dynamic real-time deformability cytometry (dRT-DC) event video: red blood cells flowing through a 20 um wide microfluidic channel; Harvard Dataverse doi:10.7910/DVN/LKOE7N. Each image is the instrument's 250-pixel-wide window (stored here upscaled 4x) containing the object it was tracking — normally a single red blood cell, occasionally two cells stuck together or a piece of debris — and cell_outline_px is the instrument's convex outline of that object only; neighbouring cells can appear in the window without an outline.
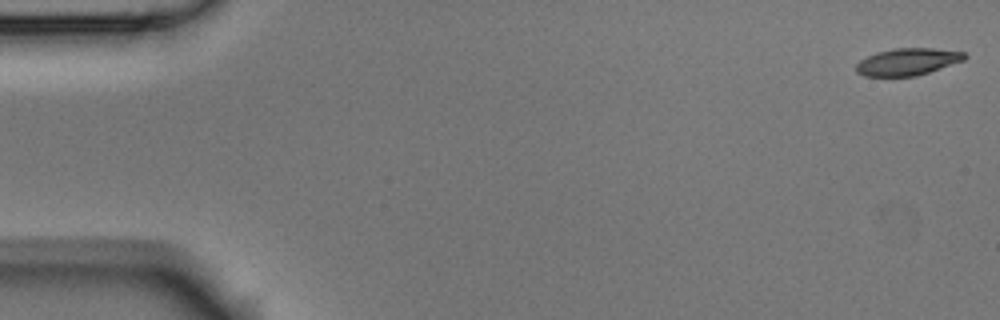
{"species": "Egyptian fruit bat (a non-hibernating species)", "species_latin": "Rousettus aegyptiacus", "temperature_condition": "room temperature", "stored_images_in_passage": 5, "camera_frame_rate_fps": 3000, "um_per_image_px": 0.085, "animal": {"sex": "male"}, "frame": {"image": 1, "passage_image": 1, "time_ms": 0.0, "image_size_px": [1000, 320], "cell_outline_px": [[968, 56], [964, 60], [916, 76], [864, 76], [856, 72], [856, 64], [860, 60], [876, 52], [892, 48], [932, 48], [964, 52]], "centroid_in_image_um": [77.12, 5.24], "position_along_channel_um": 7.9, "area_um2": 17.05}}
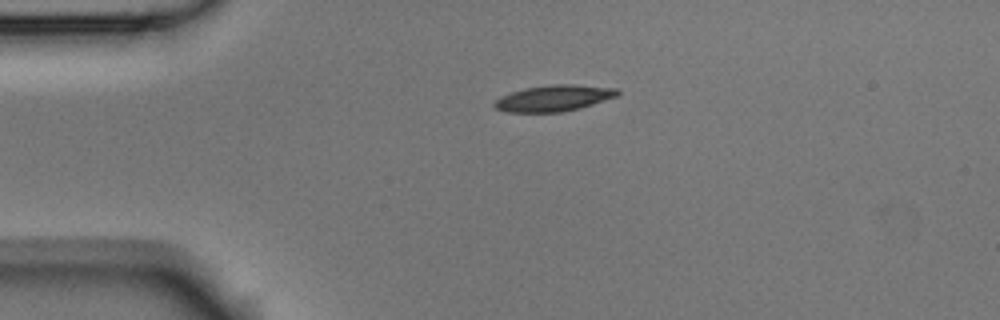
{"frame": {"image": 2, "passage_image": 4, "time_ms": 1.0, "image_size_px": [1000, 320], "cell_outline_px": [[620, 92], [616, 96], [580, 108], [560, 112], [508, 112], [496, 108], [492, 104], [500, 96], [524, 88], [552, 84], [572, 84], [616, 88]], "centroid_in_image_um": [47.05, 8.34], "position_along_channel_um": 38.0, "area_um2": 18.61}}